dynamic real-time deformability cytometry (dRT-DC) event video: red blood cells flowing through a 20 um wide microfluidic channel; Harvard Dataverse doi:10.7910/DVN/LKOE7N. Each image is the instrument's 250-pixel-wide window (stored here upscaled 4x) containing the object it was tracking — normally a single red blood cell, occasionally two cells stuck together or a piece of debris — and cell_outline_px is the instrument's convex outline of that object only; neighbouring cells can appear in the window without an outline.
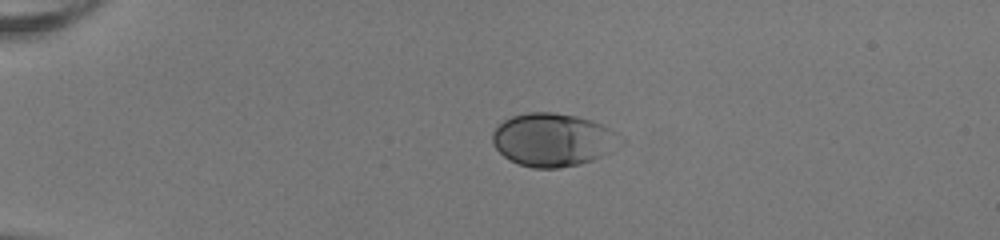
{"species": "human", "species_latin": "Homo sapiens", "temperature_condition": "room temperature", "stored_images_in_passage": 40, "camera_frame_rate_fps": 3000, "um_per_image_px": 0.085, "donor": {"sex": "female"}, "frame": {"image": 1, "passage_image": 1, "time_ms": 0.0, "image_size_px": [1000, 240], "cell_outline_px": [[628, 144], [612, 152], [592, 160], [580, 164], [560, 168], [532, 168], [520, 164], [504, 156], [492, 144], [492, 132], [504, 120], [512, 116], [528, 112], [552, 112], [576, 116], [592, 120], [604, 124], [624, 136], [628, 140]], "centroid_in_image_um": [47.13, 11.88], "position_along_channel_um": 37.9, "area_um2": 40.46}}
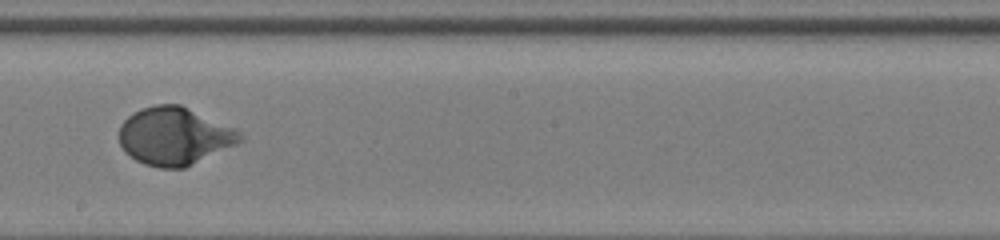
{"frame": {"image": 2, "passage_image": 20, "time_ms": 6.333, "image_size_px": [1000, 240], "cell_outline_px": [[244, 140], [236, 144], [184, 168], [160, 168], [144, 164], [136, 160], [124, 152], [120, 144], [120, 124], [128, 116], [144, 108], [156, 104], [180, 104], [236, 128], [244, 136]], "centroid_in_image_um": [14.84, 11.57], "position_along_channel_um": 233.4, "area_um2": 40.63}}
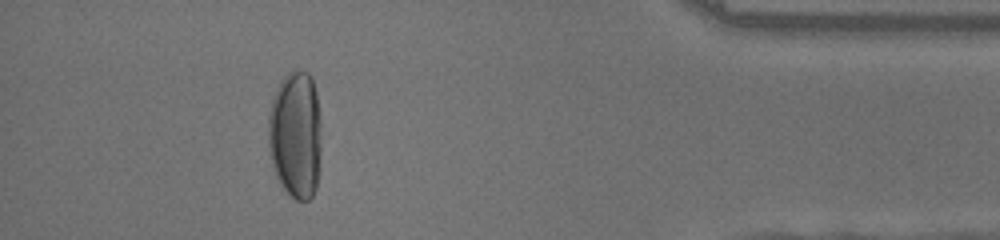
{"frame": {"image": 3, "passage_image": 36, "time_ms": 11.667, "image_size_px": [1000, 240], "cell_outline_px": [[320, 168], [316, 188], [312, 196], [308, 200], [296, 200], [280, 184], [272, 168], [268, 148], [268, 112], [272, 96], [280, 80], [288, 72], [300, 68], [308, 72], [312, 76], [316, 92], [320, 112]], "centroid_in_image_um": [25.11, 11.41], "position_along_channel_um": 410.1, "area_um2": 40.58}, "authors_computed_cell_mechanics": {"area_um2": 39.2173, "velocity_mm_per_s": 4.0233, "shape_relaxation_time_tau1_ms": 3.3461, "shape_relaxation_time_tau2_ms": null, "deformation_change_tau1": 0.1988, "deformation_change_tau2": null}}